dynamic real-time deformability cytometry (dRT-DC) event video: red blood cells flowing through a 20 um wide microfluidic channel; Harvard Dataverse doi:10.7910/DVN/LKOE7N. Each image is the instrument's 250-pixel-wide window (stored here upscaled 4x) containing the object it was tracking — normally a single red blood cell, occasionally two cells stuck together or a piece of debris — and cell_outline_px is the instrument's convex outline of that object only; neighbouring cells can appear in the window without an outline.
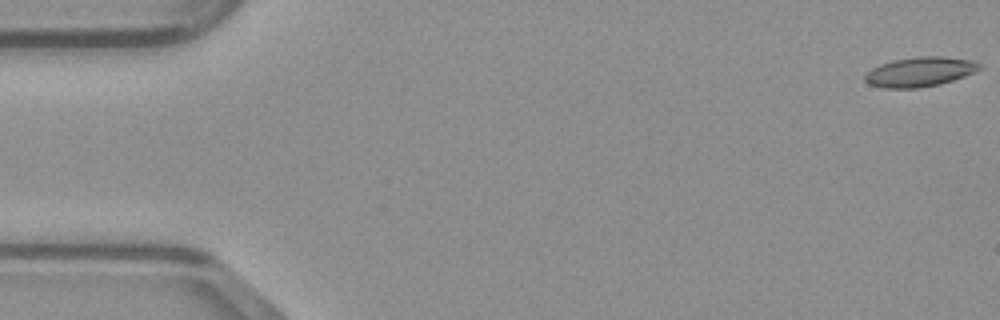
{"species": "common noctule bat (a hibernating species)", "species_latin": "Nyctalus noctula", "temperature_condition": "warm", "stored_images_in_passage": 49, "camera_frame_rate_fps": 3000, "um_per_image_px": 0.085, "animal": {"sex": "male", "body_mass_g": 23.1, "forearm_length_mm": 52.7}, "frame": {"image": 1, "passage_image": 1, "time_ms": 0.0, "image_size_px": [1000, 320], "cell_outline_px": [[984, 68], [964, 76], [940, 84], [916, 88], [884, 88], [868, 84], [864, 80], [864, 76], [872, 68], [880, 64], [892, 60], [916, 56], [944, 56], [972, 60], [980, 64]], "centroid_in_image_um": [78.19, 6.09], "position_along_channel_um": 6.8, "area_um2": 19.88}}
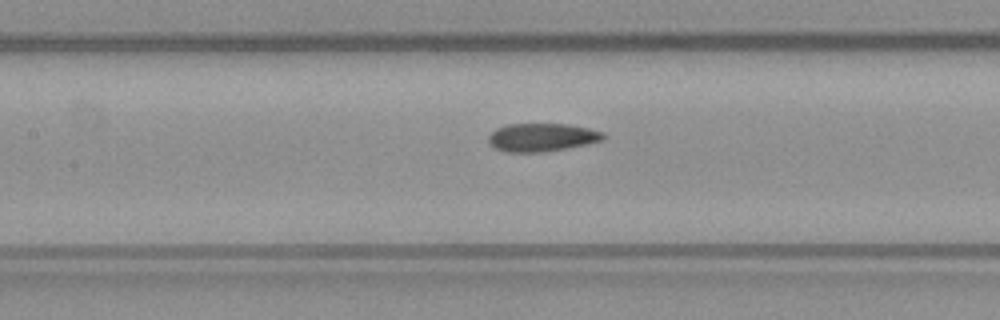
{"frame": {"image": 2, "passage_image": 22, "time_ms": 7.0, "image_size_px": [1000, 320], "cell_outline_px": [[604, 140], [568, 148], [540, 152], [508, 152], [496, 148], [488, 140], [488, 136], [496, 128], [508, 124], [568, 124], [588, 128], [604, 132]], "centroid_in_image_um": [46.08, 11.67], "position_along_channel_um": 161.3, "area_um2": 18.73}}
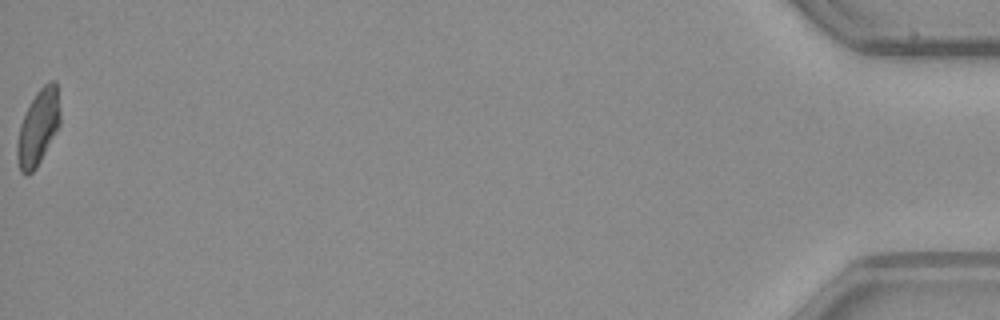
{"frame": {"image": 3, "passage_image": 49, "time_ms": 16.0, "image_size_px": [1000, 320], "cell_outline_px": [[60, 124], [56, 132], [36, 168], [28, 176], [24, 176], [20, 172], [16, 156], [16, 144], [20, 124], [36, 92], [48, 80], [56, 80], [60, 112]], "centroid_in_image_um": [3.23, 10.85], "position_along_channel_um": 432.0, "area_um2": 18.96}}